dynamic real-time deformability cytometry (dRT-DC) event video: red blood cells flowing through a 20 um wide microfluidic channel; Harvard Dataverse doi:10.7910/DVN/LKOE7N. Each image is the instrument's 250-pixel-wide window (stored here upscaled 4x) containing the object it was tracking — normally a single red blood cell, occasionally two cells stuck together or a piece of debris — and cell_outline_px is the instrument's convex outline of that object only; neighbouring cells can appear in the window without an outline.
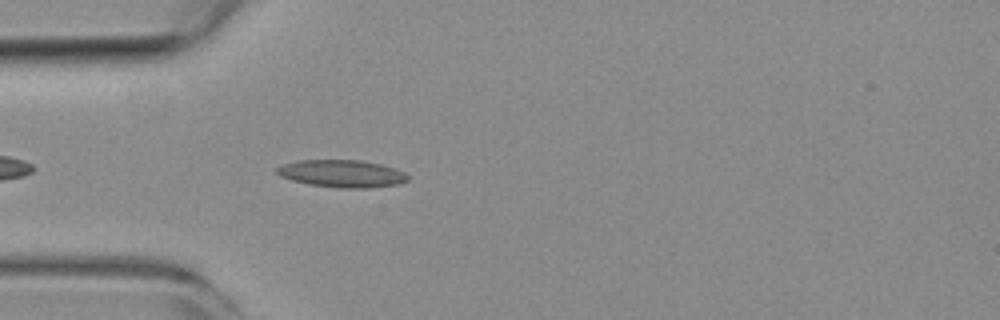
{"species": "common noctule bat (a hibernating species)", "species_latin": "Nyctalus noctula", "temperature_condition": "room temperature", "stored_images_in_passage": 2, "camera_frame_rate_fps": 3000, "um_per_image_px": 0.085, "animal": {"sex": "female", "body_mass_g": 19.3, "forearm_length_mm": 54.1}, "frame": {"image": 1, "passage_image": 2, "time_ms": 1.333, "image_size_px": [1000, 320], "cell_outline_px": [[408, 180], [400, 184], [368, 188], [340, 188], [308, 184], [292, 180], [280, 176], [276, 172], [276, 168], [280, 164], [296, 160], [360, 160], [380, 164], [404, 172], [408, 176]], "centroid_in_image_um": [29.03, 14.75], "position_along_channel_um": 56.0, "area_um2": 20.98}}